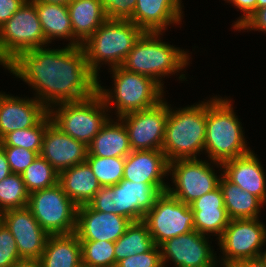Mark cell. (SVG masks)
I'll list each match as a JSON object with an SVG mask.
<instances>
[{
    "label": "cell",
    "mask_w": 266,
    "mask_h": 267,
    "mask_svg": "<svg viewBox=\"0 0 266 267\" xmlns=\"http://www.w3.org/2000/svg\"><path fill=\"white\" fill-rule=\"evenodd\" d=\"M51 122V117L47 113L35 126L6 134L2 138L1 147H22L40 155L43 136Z\"/></svg>",
    "instance_id": "obj_31"
},
{
    "label": "cell",
    "mask_w": 266,
    "mask_h": 267,
    "mask_svg": "<svg viewBox=\"0 0 266 267\" xmlns=\"http://www.w3.org/2000/svg\"><path fill=\"white\" fill-rule=\"evenodd\" d=\"M27 207L49 235L71 234L76 231L78 206L59 183L29 194Z\"/></svg>",
    "instance_id": "obj_10"
},
{
    "label": "cell",
    "mask_w": 266,
    "mask_h": 267,
    "mask_svg": "<svg viewBox=\"0 0 266 267\" xmlns=\"http://www.w3.org/2000/svg\"><path fill=\"white\" fill-rule=\"evenodd\" d=\"M4 151L12 173L22 174L39 154L22 147H1Z\"/></svg>",
    "instance_id": "obj_36"
},
{
    "label": "cell",
    "mask_w": 266,
    "mask_h": 267,
    "mask_svg": "<svg viewBox=\"0 0 266 267\" xmlns=\"http://www.w3.org/2000/svg\"><path fill=\"white\" fill-rule=\"evenodd\" d=\"M223 193L224 206L230 220L259 218V212L264 203L255 195L243 191L230 182L223 174L219 181Z\"/></svg>",
    "instance_id": "obj_29"
},
{
    "label": "cell",
    "mask_w": 266,
    "mask_h": 267,
    "mask_svg": "<svg viewBox=\"0 0 266 267\" xmlns=\"http://www.w3.org/2000/svg\"><path fill=\"white\" fill-rule=\"evenodd\" d=\"M110 69L113 74L114 90L103 88L98 78L97 92L107 108L115 105L117 118L130 112L153 107L164 99L162 98L164 88L153 78L127 71L121 66Z\"/></svg>",
    "instance_id": "obj_7"
},
{
    "label": "cell",
    "mask_w": 266,
    "mask_h": 267,
    "mask_svg": "<svg viewBox=\"0 0 266 267\" xmlns=\"http://www.w3.org/2000/svg\"><path fill=\"white\" fill-rule=\"evenodd\" d=\"M205 236L193 230L161 243L159 248L163 266H167V261H172L175 267H216V254L208 243L209 237Z\"/></svg>",
    "instance_id": "obj_15"
},
{
    "label": "cell",
    "mask_w": 266,
    "mask_h": 267,
    "mask_svg": "<svg viewBox=\"0 0 266 267\" xmlns=\"http://www.w3.org/2000/svg\"><path fill=\"white\" fill-rule=\"evenodd\" d=\"M260 30L266 32V7L256 9V11L242 23L237 30Z\"/></svg>",
    "instance_id": "obj_40"
},
{
    "label": "cell",
    "mask_w": 266,
    "mask_h": 267,
    "mask_svg": "<svg viewBox=\"0 0 266 267\" xmlns=\"http://www.w3.org/2000/svg\"><path fill=\"white\" fill-rule=\"evenodd\" d=\"M58 183L77 206L88 204L101 188L86 161L61 171Z\"/></svg>",
    "instance_id": "obj_25"
},
{
    "label": "cell",
    "mask_w": 266,
    "mask_h": 267,
    "mask_svg": "<svg viewBox=\"0 0 266 267\" xmlns=\"http://www.w3.org/2000/svg\"><path fill=\"white\" fill-rule=\"evenodd\" d=\"M31 1H41L45 3H56V4H67V0H31Z\"/></svg>",
    "instance_id": "obj_46"
},
{
    "label": "cell",
    "mask_w": 266,
    "mask_h": 267,
    "mask_svg": "<svg viewBox=\"0 0 266 267\" xmlns=\"http://www.w3.org/2000/svg\"><path fill=\"white\" fill-rule=\"evenodd\" d=\"M160 101L148 109L118 117L127 129L131 150H162L169 104Z\"/></svg>",
    "instance_id": "obj_14"
},
{
    "label": "cell",
    "mask_w": 266,
    "mask_h": 267,
    "mask_svg": "<svg viewBox=\"0 0 266 267\" xmlns=\"http://www.w3.org/2000/svg\"><path fill=\"white\" fill-rule=\"evenodd\" d=\"M116 120L118 122L109 118L103 125L88 146V155L104 158H126L132 152L127 129L119 118Z\"/></svg>",
    "instance_id": "obj_26"
},
{
    "label": "cell",
    "mask_w": 266,
    "mask_h": 267,
    "mask_svg": "<svg viewBox=\"0 0 266 267\" xmlns=\"http://www.w3.org/2000/svg\"><path fill=\"white\" fill-rule=\"evenodd\" d=\"M16 241L9 229L0 222V267H11L20 261Z\"/></svg>",
    "instance_id": "obj_37"
},
{
    "label": "cell",
    "mask_w": 266,
    "mask_h": 267,
    "mask_svg": "<svg viewBox=\"0 0 266 267\" xmlns=\"http://www.w3.org/2000/svg\"><path fill=\"white\" fill-rule=\"evenodd\" d=\"M114 243L115 267L124 258L145 253L155 245L143 221L131 222L125 233Z\"/></svg>",
    "instance_id": "obj_30"
},
{
    "label": "cell",
    "mask_w": 266,
    "mask_h": 267,
    "mask_svg": "<svg viewBox=\"0 0 266 267\" xmlns=\"http://www.w3.org/2000/svg\"><path fill=\"white\" fill-rule=\"evenodd\" d=\"M231 102L217 96L208 100L204 150L208 160L221 169L223 162L251 151Z\"/></svg>",
    "instance_id": "obj_2"
},
{
    "label": "cell",
    "mask_w": 266,
    "mask_h": 267,
    "mask_svg": "<svg viewBox=\"0 0 266 267\" xmlns=\"http://www.w3.org/2000/svg\"><path fill=\"white\" fill-rule=\"evenodd\" d=\"M36 5L26 0L0 27V65L6 67L20 53L47 46Z\"/></svg>",
    "instance_id": "obj_9"
},
{
    "label": "cell",
    "mask_w": 266,
    "mask_h": 267,
    "mask_svg": "<svg viewBox=\"0 0 266 267\" xmlns=\"http://www.w3.org/2000/svg\"><path fill=\"white\" fill-rule=\"evenodd\" d=\"M21 176L29 194L55 186L59 179L58 172L40 155Z\"/></svg>",
    "instance_id": "obj_32"
},
{
    "label": "cell",
    "mask_w": 266,
    "mask_h": 267,
    "mask_svg": "<svg viewBox=\"0 0 266 267\" xmlns=\"http://www.w3.org/2000/svg\"><path fill=\"white\" fill-rule=\"evenodd\" d=\"M67 7L73 31V46H81L108 19L101 0H73Z\"/></svg>",
    "instance_id": "obj_24"
},
{
    "label": "cell",
    "mask_w": 266,
    "mask_h": 267,
    "mask_svg": "<svg viewBox=\"0 0 266 267\" xmlns=\"http://www.w3.org/2000/svg\"><path fill=\"white\" fill-rule=\"evenodd\" d=\"M228 2L236 6L243 15L234 22V29L237 28L246 21L257 9V0H229Z\"/></svg>",
    "instance_id": "obj_41"
},
{
    "label": "cell",
    "mask_w": 266,
    "mask_h": 267,
    "mask_svg": "<svg viewBox=\"0 0 266 267\" xmlns=\"http://www.w3.org/2000/svg\"><path fill=\"white\" fill-rule=\"evenodd\" d=\"M230 267H266V264L259 257L256 259L239 261L237 263L232 264Z\"/></svg>",
    "instance_id": "obj_44"
},
{
    "label": "cell",
    "mask_w": 266,
    "mask_h": 267,
    "mask_svg": "<svg viewBox=\"0 0 266 267\" xmlns=\"http://www.w3.org/2000/svg\"><path fill=\"white\" fill-rule=\"evenodd\" d=\"M106 17L111 20H130L136 0H101Z\"/></svg>",
    "instance_id": "obj_39"
},
{
    "label": "cell",
    "mask_w": 266,
    "mask_h": 267,
    "mask_svg": "<svg viewBox=\"0 0 266 267\" xmlns=\"http://www.w3.org/2000/svg\"><path fill=\"white\" fill-rule=\"evenodd\" d=\"M88 146L61 131L52 122L43 136L40 156L43 157L58 174L86 161Z\"/></svg>",
    "instance_id": "obj_18"
},
{
    "label": "cell",
    "mask_w": 266,
    "mask_h": 267,
    "mask_svg": "<svg viewBox=\"0 0 266 267\" xmlns=\"http://www.w3.org/2000/svg\"><path fill=\"white\" fill-rule=\"evenodd\" d=\"M143 33L129 20L107 19L81 45L90 70L98 77L101 64H108L111 68L121 66Z\"/></svg>",
    "instance_id": "obj_5"
},
{
    "label": "cell",
    "mask_w": 266,
    "mask_h": 267,
    "mask_svg": "<svg viewBox=\"0 0 266 267\" xmlns=\"http://www.w3.org/2000/svg\"><path fill=\"white\" fill-rule=\"evenodd\" d=\"M108 110L97 92L86 99L53 105L48 113L52 123L61 131L89 146L110 118V114H106Z\"/></svg>",
    "instance_id": "obj_8"
},
{
    "label": "cell",
    "mask_w": 266,
    "mask_h": 267,
    "mask_svg": "<svg viewBox=\"0 0 266 267\" xmlns=\"http://www.w3.org/2000/svg\"><path fill=\"white\" fill-rule=\"evenodd\" d=\"M169 161L162 150H134L124 163L123 179L135 183L166 184Z\"/></svg>",
    "instance_id": "obj_22"
},
{
    "label": "cell",
    "mask_w": 266,
    "mask_h": 267,
    "mask_svg": "<svg viewBox=\"0 0 266 267\" xmlns=\"http://www.w3.org/2000/svg\"><path fill=\"white\" fill-rule=\"evenodd\" d=\"M202 159H179L169 162V173L174 187L168 185L167 192L185 204H190L219 187L222 177L217 176L213 165Z\"/></svg>",
    "instance_id": "obj_13"
},
{
    "label": "cell",
    "mask_w": 266,
    "mask_h": 267,
    "mask_svg": "<svg viewBox=\"0 0 266 267\" xmlns=\"http://www.w3.org/2000/svg\"><path fill=\"white\" fill-rule=\"evenodd\" d=\"M218 240L223 254L219 264L230 267L239 261L260 257L266 242V227L259 218L232 219Z\"/></svg>",
    "instance_id": "obj_11"
},
{
    "label": "cell",
    "mask_w": 266,
    "mask_h": 267,
    "mask_svg": "<svg viewBox=\"0 0 266 267\" xmlns=\"http://www.w3.org/2000/svg\"><path fill=\"white\" fill-rule=\"evenodd\" d=\"M162 32H144L136 41L121 67L153 78L161 86L162 77L182 71L189 65V53L160 40ZM161 77V78H160Z\"/></svg>",
    "instance_id": "obj_4"
},
{
    "label": "cell",
    "mask_w": 266,
    "mask_h": 267,
    "mask_svg": "<svg viewBox=\"0 0 266 267\" xmlns=\"http://www.w3.org/2000/svg\"><path fill=\"white\" fill-rule=\"evenodd\" d=\"M39 260L42 267H80L82 255L77 234L49 235Z\"/></svg>",
    "instance_id": "obj_27"
},
{
    "label": "cell",
    "mask_w": 266,
    "mask_h": 267,
    "mask_svg": "<svg viewBox=\"0 0 266 267\" xmlns=\"http://www.w3.org/2000/svg\"><path fill=\"white\" fill-rule=\"evenodd\" d=\"M194 213V230L202 235L213 234L219 239L228 226L229 217L220 187L189 204Z\"/></svg>",
    "instance_id": "obj_23"
},
{
    "label": "cell",
    "mask_w": 266,
    "mask_h": 267,
    "mask_svg": "<svg viewBox=\"0 0 266 267\" xmlns=\"http://www.w3.org/2000/svg\"><path fill=\"white\" fill-rule=\"evenodd\" d=\"M131 221L121 215L92 209L88 204L78 206L76 231L79 241L116 242Z\"/></svg>",
    "instance_id": "obj_17"
},
{
    "label": "cell",
    "mask_w": 266,
    "mask_h": 267,
    "mask_svg": "<svg viewBox=\"0 0 266 267\" xmlns=\"http://www.w3.org/2000/svg\"><path fill=\"white\" fill-rule=\"evenodd\" d=\"M156 246L164 241L194 230V213L188 204L181 202L167 191L156 200L142 220Z\"/></svg>",
    "instance_id": "obj_12"
},
{
    "label": "cell",
    "mask_w": 266,
    "mask_h": 267,
    "mask_svg": "<svg viewBox=\"0 0 266 267\" xmlns=\"http://www.w3.org/2000/svg\"><path fill=\"white\" fill-rule=\"evenodd\" d=\"M208 101L173 110L169 105L162 151L169 162L204 151Z\"/></svg>",
    "instance_id": "obj_3"
},
{
    "label": "cell",
    "mask_w": 266,
    "mask_h": 267,
    "mask_svg": "<svg viewBox=\"0 0 266 267\" xmlns=\"http://www.w3.org/2000/svg\"><path fill=\"white\" fill-rule=\"evenodd\" d=\"M1 146H2V138L0 137V149H1Z\"/></svg>",
    "instance_id": "obj_49"
},
{
    "label": "cell",
    "mask_w": 266,
    "mask_h": 267,
    "mask_svg": "<svg viewBox=\"0 0 266 267\" xmlns=\"http://www.w3.org/2000/svg\"><path fill=\"white\" fill-rule=\"evenodd\" d=\"M266 7V0H257V9Z\"/></svg>",
    "instance_id": "obj_47"
},
{
    "label": "cell",
    "mask_w": 266,
    "mask_h": 267,
    "mask_svg": "<svg viewBox=\"0 0 266 267\" xmlns=\"http://www.w3.org/2000/svg\"><path fill=\"white\" fill-rule=\"evenodd\" d=\"M86 162L101 187L113 186L123 179L125 163V158L123 157L104 158L87 155Z\"/></svg>",
    "instance_id": "obj_33"
},
{
    "label": "cell",
    "mask_w": 266,
    "mask_h": 267,
    "mask_svg": "<svg viewBox=\"0 0 266 267\" xmlns=\"http://www.w3.org/2000/svg\"><path fill=\"white\" fill-rule=\"evenodd\" d=\"M11 267H42L40 260L21 259L15 262Z\"/></svg>",
    "instance_id": "obj_45"
},
{
    "label": "cell",
    "mask_w": 266,
    "mask_h": 267,
    "mask_svg": "<svg viewBox=\"0 0 266 267\" xmlns=\"http://www.w3.org/2000/svg\"><path fill=\"white\" fill-rule=\"evenodd\" d=\"M181 3V0H136V8L129 21L144 32H165L168 25L182 21Z\"/></svg>",
    "instance_id": "obj_20"
},
{
    "label": "cell",
    "mask_w": 266,
    "mask_h": 267,
    "mask_svg": "<svg viewBox=\"0 0 266 267\" xmlns=\"http://www.w3.org/2000/svg\"><path fill=\"white\" fill-rule=\"evenodd\" d=\"M48 109L36 98H21L0 92V137L35 126Z\"/></svg>",
    "instance_id": "obj_19"
},
{
    "label": "cell",
    "mask_w": 266,
    "mask_h": 267,
    "mask_svg": "<svg viewBox=\"0 0 266 267\" xmlns=\"http://www.w3.org/2000/svg\"><path fill=\"white\" fill-rule=\"evenodd\" d=\"M29 193L21 174L11 173L0 181V212L28 206Z\"/></svg>",
    "instance_id": "obj_34"
},
{
    "label": "cell",
    "mask_w": 266,
    "mask_h": 267,
    "mask_svg": "<svg viewBox=\"0 0 266 267\" xmlns=\"http://www.w3.org/2000/svg\"><path fill=\"white\" fill-rule=\"evenodd\" d=\"M82 265L87 267H115V243L109 241H80Z\"/></svg>",
    "instance_id": "obj_35"
},
{
    "label": "cell",
    "mask_w": 266,
    "mask_h": 267,
    "mask_svg": "<svg viewBox=\"0 0 266 267\" xmlns=\"http://www.w3.org/2000/svg\"><path fill=\"white\" fill-rule=\"evenodd\" d=\"M168 184L135 183L122 179L118 184L101 187L88 205L105 213L121 215L131 222L142 221Z\"/></svg>",
    "instance_id": "obj_6"
},
{
    "label": "cell",
    "mask_w": 266,
    "mask_h": 267,
    "mask_svg": "<svg viewBox=\"0 0 266 267\" xmlns=\"http://www.w3.org/2000/svg\"><path fill=\"white\" fill-rule=\"evenodd\" d=\"M221 165L223 175L230 182L266 203V177L261 162L253 151Z\"/></svg>",
    "instance_id": "obj_21"
},
{
    "label": "cell",
    "mask_w": 266,
    "mask_h": 267,
    "mask_svg": "<svg viewBox=\"0 0 266 267\" xmlns=\"http://www.w3.org/2000/svg\"><path fill=\"white\" fill-rule=\"evenodd\" d=\"M116 267H164L159 246L154 245L149 251L134 254L116 264Z\"/></svg>",
    "instance_id": "obj_38"
},
{
    "label": "cell",
    "mask_w": 266,
    "mask_h": 267,
    "mask_svg": "<svg viewBox=\"0 0 266 267\" xmlns=\"http://www.w3.org/2000/svg\"><path fill=\"white\" fill-rule=\"evenodd\" d=\"M26 0H0V27L4 25Z\"/></svg>",
    "instance_id": "obj_42"
},
{
    "label": "cell",
    "mask_w": 266,
    "mask_h": 267,
    "mask_svg": "<svg viewBox=\"0 0 266 267\" xmlns=\"http://www.w3.org/2000/svg\"><path fill=\"white\" fill-rule=\"evenodd\" d=\"M45 47L20 53L5 69L31 86L47 109L97 93L98 77L90 70L82 46Z\"/></svg>",
    "instance_id": "obj_1"
},
{
    "label": "cell",
    "mask_w": 266,
    "mask_h": 267,
    "mask_svg": "<svg viewBox=\"0 0 266 267\" xmlns=\"http://www.w3.org/2000/svg\"><path fill=\"white\" fill-rule=\"evenodd\" d=\"M36 5L39 21L47 43L54 39H67L73 46V31L67 4L32 1Z\"/></svg>",
    "instance_id": "obj_28"
},
{
    "label": "cell",
    "mask_w": 266,
    "mask_h": 267,
    "mask_svg": "<svg viewBox=\"0 0 266 267\" xmlns=\"http://www.w3.org/2000/svg\"><path fill=\"white\" fill-rule=\"evenodd\" d=\"M1 222L13 235L21 259L39 260L49 234L42 229L28 207L5 210Z\"/></svg>",
    "instance_id": "obj_16"
},
{
    "label": "cell",
    "mask_w": 266,
    "mask_h": 267,
    "mask_svg": "<svg viewBox=\"0 0 266 267\" xmlns=\"http://www.w3.org/2000/svg\"><path fill=\"white\" fill-rule=\"evenodd\" d=\"M12 172L9 167L6 155L2 149H0V181L10 175Z\"/></svg>",
    "instance_id": "obj_43"
},
{
    "label": "cell",
    "mask_w": 266,
    "mask_h": 267,
    "mask_svg": "<svg viewBox=\"0 0 266 267\" xmlns=\"http://www.w3.org/2000/svg\"><path fill=\"white\" fill-rule=\"evenodd\" d=\"M260 258L262 259V261L266 264V250L264 252H261L260 254Z\"/></svg>",
    "instance_id": "obj_48"
}]
</instances>
